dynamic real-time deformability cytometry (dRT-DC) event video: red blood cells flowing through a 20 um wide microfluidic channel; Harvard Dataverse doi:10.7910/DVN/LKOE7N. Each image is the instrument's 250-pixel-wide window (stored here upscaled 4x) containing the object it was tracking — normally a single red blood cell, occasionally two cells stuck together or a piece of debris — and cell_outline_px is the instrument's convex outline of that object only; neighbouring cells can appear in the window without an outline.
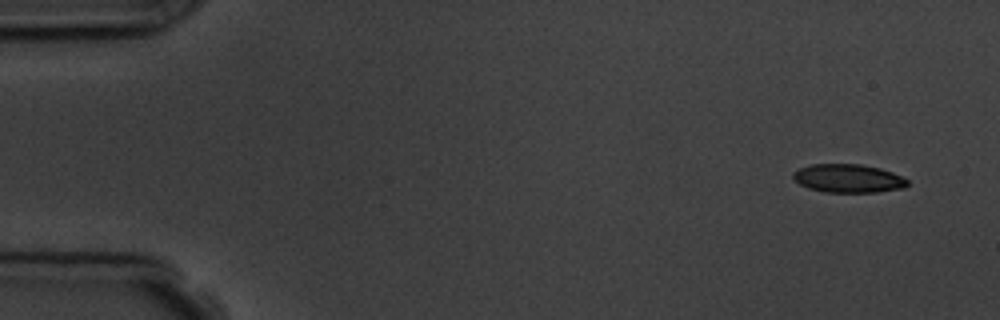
{"species": "common noctule bat (a hibernating species)", "species_latin": "Nyctalus noctula", "temperature_condition": "room temperature", "stored_images_in_passage": 5, "camera_frame_rate_fps": 3000, "um_per_image_px": 0.085, "animal": {"sex": "male", "body_mass_g": 19.5, "forearm_length_mm": 54.6}, "frame": {"image": 1, "passage_image": 1, "time_ms": 0.0, "image_size_px": [1000, 320], "cell_outline_px": [[908, 184], [904, 188], [876, 192], [824, 192], [808, 188], [800, 184], [792, 176], [792, 172], [800, 168], [812, 164], [860, 164], [880, 168], [892, 172], [908, 180]], "centroid_in_image_um": [72.09, 15.16], "position_along_channel_um": 12.9, "area_um2": 18.9}}
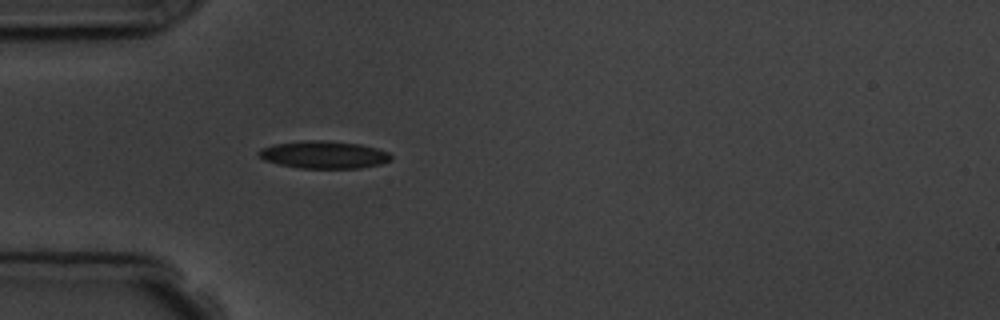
{"frame": {"image": 2, "passage_image": 5, "time_ms": 4.333, "image_size_px": [1000, 320], "cell_outline_px": [[392, 160], [380, 164], [360, 168], [300, 168], [280, 164], [264, 160], [256, 152], [260, 148], [272, 144], [300, 140], [324, 140], [360, 144], [376, 148], [388, 152], [392, 156]], "centroid_in_image_um": [27.5, 13.14], "position_along_channel_um": 57.5, "area_um2": 21.33}}